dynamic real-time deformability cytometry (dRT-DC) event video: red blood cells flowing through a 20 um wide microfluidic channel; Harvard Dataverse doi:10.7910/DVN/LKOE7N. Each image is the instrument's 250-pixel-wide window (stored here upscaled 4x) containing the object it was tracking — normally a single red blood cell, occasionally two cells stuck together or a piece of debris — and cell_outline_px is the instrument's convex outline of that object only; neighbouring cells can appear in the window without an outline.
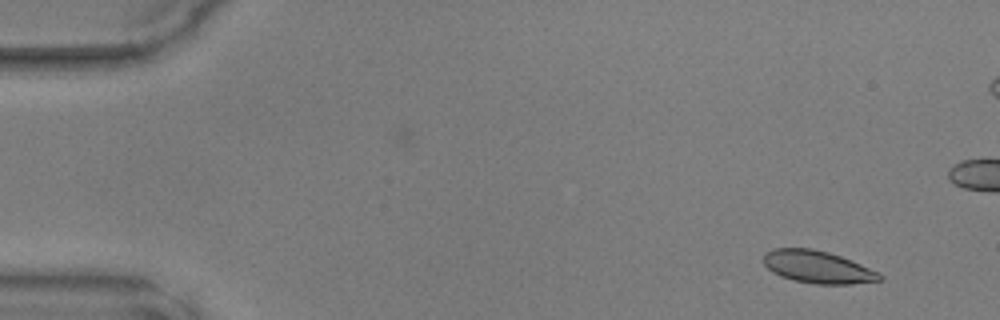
{"species": "common noctule bat (a hibernating species)", "species_latin": "Nyctalus noctula", "temperature_condition": "warm", "stored_images_in_passage": 49, "camera_frame_rate_fps": 3000, "um_per_image_px": 0.085, "animal": {"sex": "male", "body_mass_g": 17.9, "forearm_length_mm": 54.2}, "frame": {"image": 1, "passage_image": 4, "time_ms": 1.0, "image_size_px": [1000, 320], "cell_outline_px": [[884, 276], [880, 280], [852, 284], [816, 284], [792, 280], [780, 276], [772, 272], [764, 264], [764, 252], [772, 248], [812, 248], [828, 252], [840, 256], [880, 272]], "centroid_in_image_um": [69.48, 22.69], "position_along_channel_um": 15.5, "area_um2": 22.02}}
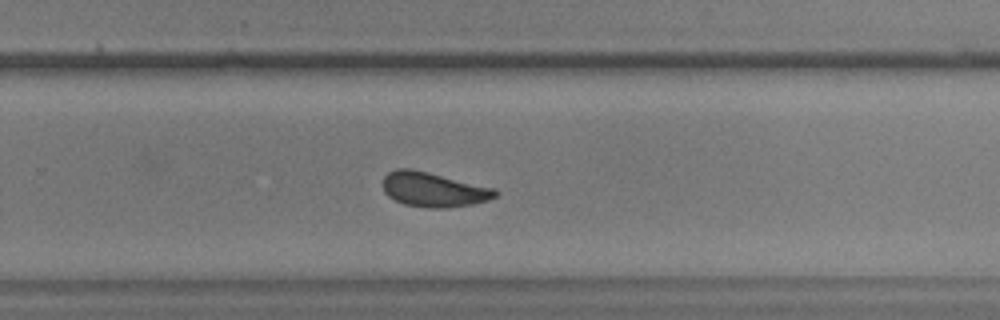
{"frame": {"image": 2, "passage_image": 32, "time_ms": 10.333, "image_size_px": [1000, 320], "cell_outline_px": [[500, 192], [496, 196], [488, 200], [472, 204], [444, 208], [428, 208], [404, 204], [388, 196], [384, 192], [384, 176], [388, 172], [396, 168], [412, 168], [496, 188]], "centroid_in_image_um": [36.87, 16.1], "position_along_channel_um": 292.9, "area_um2": 22.77}}
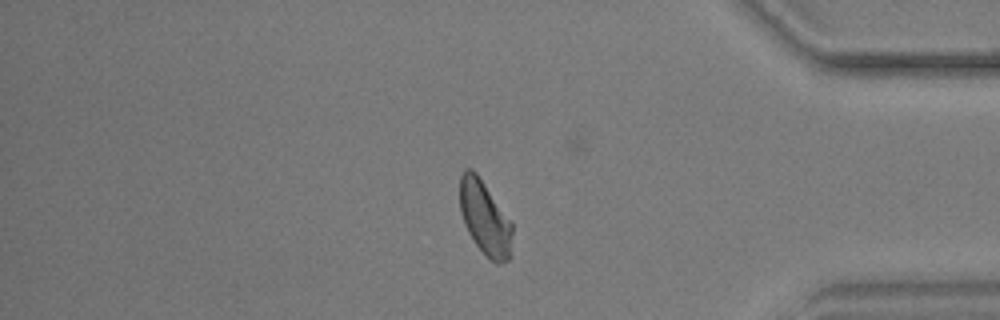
{"frame": {"image": 3, "passage_image": 41, "time_ms": 13.333, "image_size_px": [1000, 320], "cell_outline_px": [[512, 256], [508, 260], [500, 264], [496, 264], [476, 244], [468, 232], [464, 224], [460, 212], [460, 176], [464, 168], [472, 168], [476, 172], [512, 224]], "centroid_in_image_um": [41.21, 18.54], "position_along_channel_um": 394.0, "area_um2": 22.48}}